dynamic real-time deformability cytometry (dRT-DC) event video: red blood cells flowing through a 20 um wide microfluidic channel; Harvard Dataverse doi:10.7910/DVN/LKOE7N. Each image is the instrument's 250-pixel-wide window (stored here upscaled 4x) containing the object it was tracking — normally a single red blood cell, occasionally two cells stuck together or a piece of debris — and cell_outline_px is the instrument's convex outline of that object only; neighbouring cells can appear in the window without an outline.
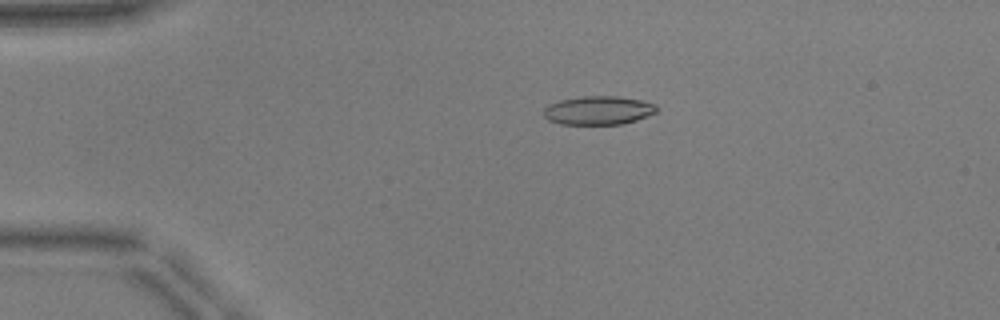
{"species": "common noctule bat (a hibernating species)", "species_latin": "Nyctalus noctula", "temperature_condition": "warm", "stored_images_in_passage": 51, "camera_frame_rate_fps": 3000, "um_per_image_px": 0.085, "animal": {"sex": "male", "body_mass_g": 17.9, "forearm_length_mm": 54.2}, "frame": {"image": 1, "passage_image": 11, "time_ms": 3.333, "image_size_px": [1000, 320], "cell_outline_px": [[660, 108], [656, 112], [648, 116], [636, 120], [620, 124], [560, 124], [548, 120], [544, 116], [544, 108], [548, 104], [560, 100], [584, 96], [616, 96], [640, 100], [656, 104]], "centroid_in_image_um": [50.87, 9.38], "position_along_channel_um": 34.1, "area_um2": 18.9}}
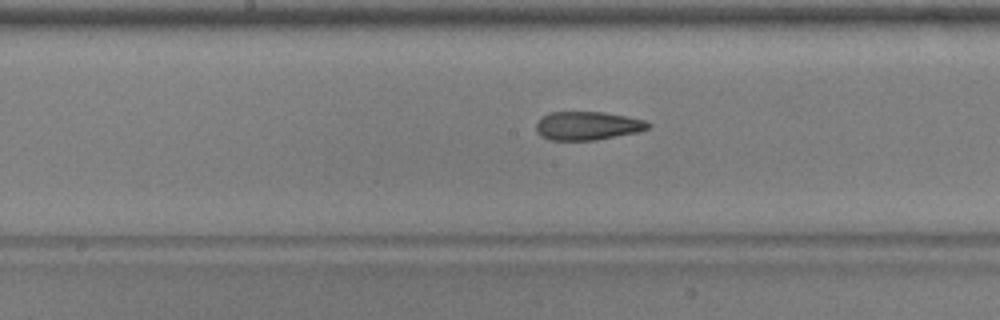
{"frame": {"image": 2, "passage_image": 27, "time_ms": 8.667, "image_size_px": [1000, 320], "cell_outline_px": [[652, 124], [648, 128], [636, 132], [596, 140], [552, 140], [540, 136], [536, 132], [536, 124], [548, 112], [604, 112], [644, 120]], "centroid_in_image_um": [49.91, 10.69], "position_along_channel_um": 198.3, "area_um2": 18.44}}
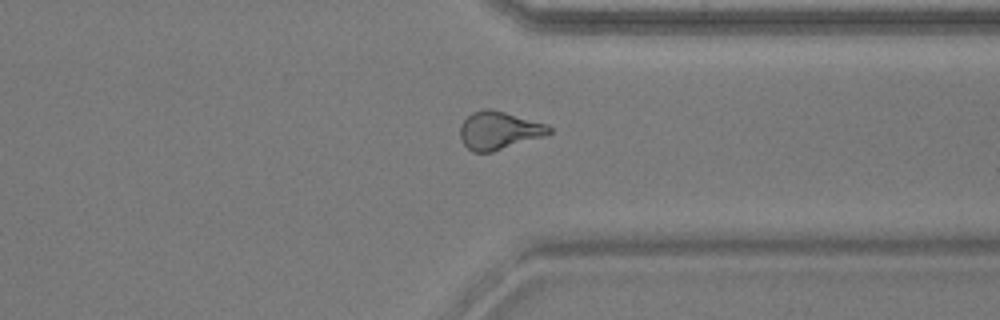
{"frame": {"image": 3, "passage_image": 40, "time_ms": 13.0, "image_size_px": [1000, 320], "cell_outline_px": [[552, 132], [544, 136], [492, 152], [472, 152], [464, 144], [460, 136], [460, 124], [472, 112], [484, 108], [488, 108], [504, 112], [548, 124], [552, 128]], "centroid_in_image_um": [42.41, 11.08], "position_along_channel_um": 369.0, "area_um2": 19.65}, "authors_computed_cell_mechanics": {"area_um2": 18.9584, "velocity_mm_per_s": 3.9609, "shape_relaxation_time_tau1_ms": null, "shape_relaxation_time_tau2_ms": 2.1691, "deformation_change_tau1": null, "deformation_change_tau2": 0.1049}}